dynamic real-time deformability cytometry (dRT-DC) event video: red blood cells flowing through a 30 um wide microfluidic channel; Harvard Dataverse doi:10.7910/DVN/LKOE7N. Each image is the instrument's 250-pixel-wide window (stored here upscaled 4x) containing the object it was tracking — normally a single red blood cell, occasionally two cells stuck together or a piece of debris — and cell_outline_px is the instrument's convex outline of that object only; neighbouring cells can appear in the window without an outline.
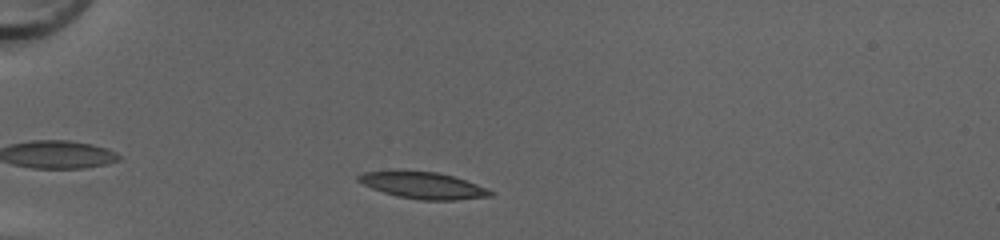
{"species": "common noctule bat (a hibernating species)", "species_latin": "Nyctalus noctula", "temperature_condition": "cold", "stored_images_in_passage": 40, "camera_frame_rate_fps": 3000, "um_per_image_px": 0.085, "animal": {"sex": "female", "body_mass_g": 20.0, "forearm_length_mm": 54.0}, "frame": {"image": 1, "passage_image": 5, "time_ms": 1.333, "image_size_px": [1000, 240], "cell_outline_px": [[496, 192], [492, 196], [456, 200], [420, 200], [396, 196], [372, 188], [356, 180], [356, 176], [364, 172], [400, 168], [440, 172], [488, 188]], "centroid_in_image_um": [35.93, 15.72], "position_along_channel_um": 49.1, "area_um2": 21.21}}
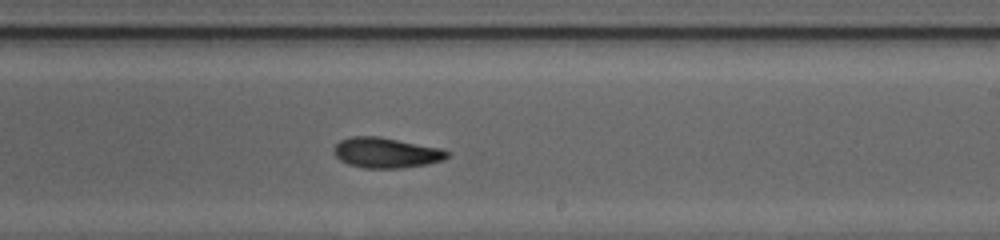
{"frame": {"image": 2, "passage_image": 22, "time_ms": 7.0, "image_size_px": [1000, 240], "cell_outline_px": [[452, 156], [444, 160], [428, 164], [404, 168], [364, 168], [348, 164], [340, 160], [332, 152], [332, 148], [340, 140], [352, 136], [380, 136], [440, 148], [448, 152]], "centroid_in_image_um": [32.82, 12.98], "position_along_channel_um": 256.2, "area_um2": 20.29}}
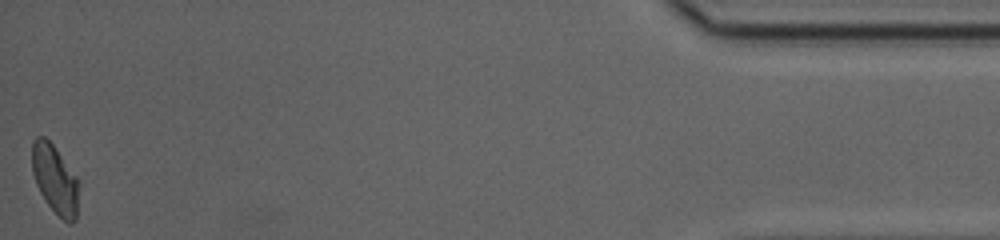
{"frame": {"image": 3, "passage_image": 40, "time_ms": 13.0, "image_size_px": [1000, 240], "cell_outline_px": [[80, 184], [76, 220], [72, 224], [68, 224], [48, 204], [40, 192], [36, 184], [32, 172], [32, 140], [36, 136], [44, 136], [52, 144], [80, 180]], "centroid_in_image_um": [4.7, 15.24], "position_along_channel_um": 430.5, "area_um2": 18.96}, "authors_computed_cell_mechanics": {"area_um2": 20.3456, "velocity_mm_per_s": 4.2266, "shape_relaxation_time_tau1_ms": 4.8667, "shape_relaxation_time_tau2_ms": 4.2698, "deformation_change_tau1": 0.1472, "deformation_change_tau2": 0.1017}}